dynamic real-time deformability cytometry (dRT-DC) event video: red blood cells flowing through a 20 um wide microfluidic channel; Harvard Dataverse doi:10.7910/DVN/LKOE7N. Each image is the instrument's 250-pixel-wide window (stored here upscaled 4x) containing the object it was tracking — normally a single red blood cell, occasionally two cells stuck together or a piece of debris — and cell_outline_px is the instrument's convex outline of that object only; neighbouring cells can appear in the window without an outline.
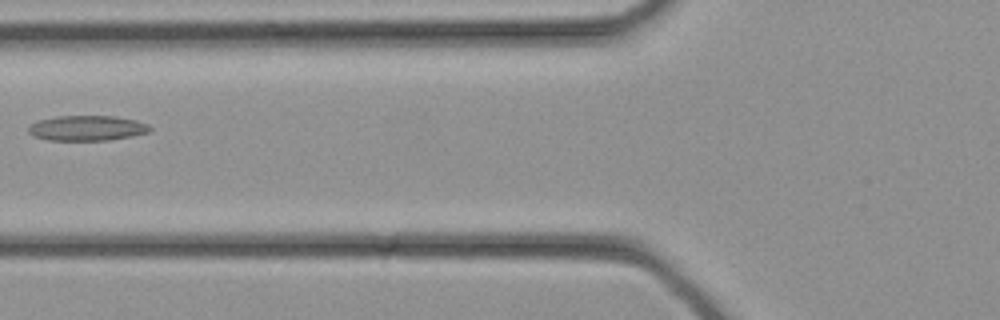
{"species": "common noctule bat (a hibernating species)", "species_latin": "Nyctalus noctula", "temperature_condition": "cold", "stored_images_in_passage": 32, "camera_frame_rate_fps": 3000, "um_per_image_px": 0.085, "animal": {"sex": "female", "body_mass_g": 21.9}, "frame": {"image": 1, "passage_image": 13, "time_ms": 4.0, "image_size_px": [1000, 320], "cell_outline_px": [[152, 128], [148, 132], [132, 136], [112, 140], [48, 140], [32, 136], [28, 132], [28, 128], [32, 124], [40, 120], [56, 116], [112, 116], [136, 120], [148, 124]], "centroid_in_image_um": [7.4, 10.89], "position_along_channel_um": 118.4, "area_um2": 17.8}}
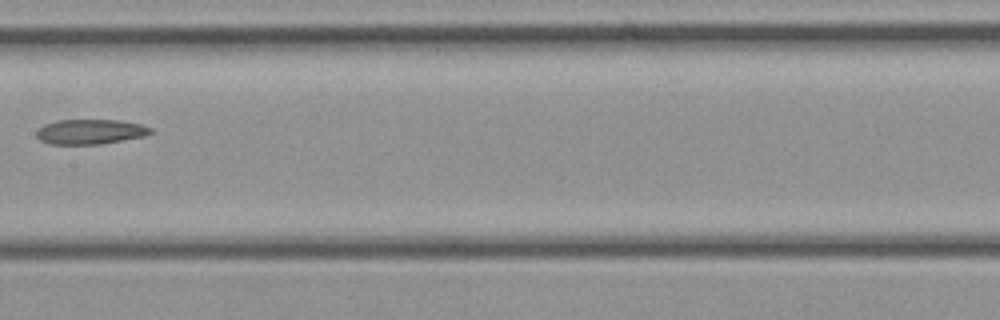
{"frame": {"image": 2, "passage_image": 17, "time_ms": 5.333, "image_size_px": [1000, 320], "cell_outline_px": [[152, 132], [144, 136], [100, 144], [48, 144], [40, 140], [36, 136], [36, 132], [44, 124], [56, 120], [120, 120], [140, 124], [152, 128]], "centroid_in_image_um": [7.65, 11.19], "position_along_channel_um": 199.8, "area_um2": 16.53}}
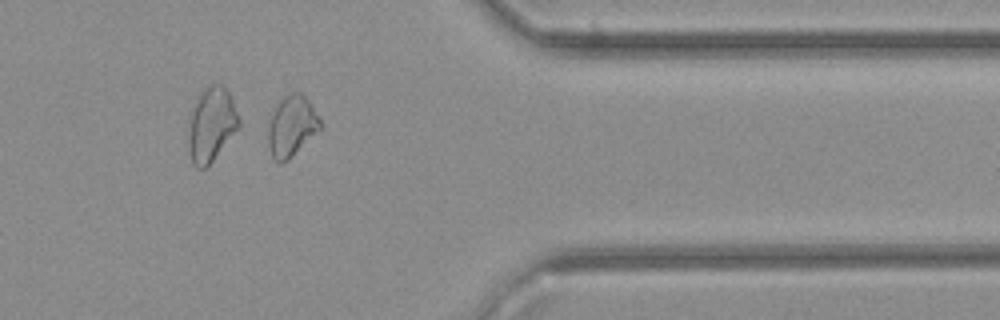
{"frame": {"image": 3, "passage_image": 27, "time_ms": 8.667, "image_size_px": [1000, 320], "cell_outline_px": [[324, 128], [288, 160], [280, 164], [276, 164], [272, 156], [268, 144], [268, 124], [280, 100], [284, 96], [292, 92], [300, 92], [312, 104], [320, 116], [324, 124]], "centroid_in_image_um": [24.86, 10.75], "position_along_channel_um": 386.5, "area_um2": 18.9}}